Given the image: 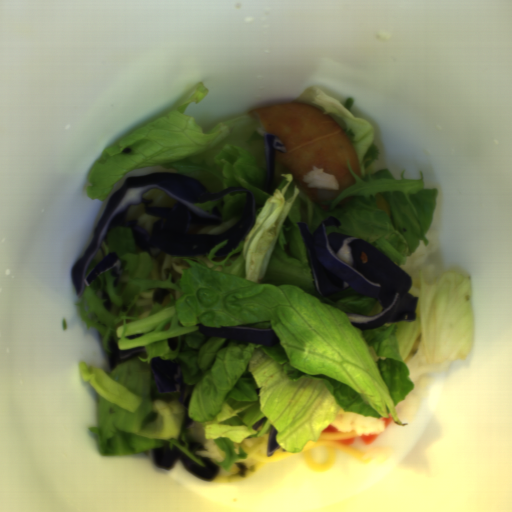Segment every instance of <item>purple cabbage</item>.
<instances>
[{"label":"purple cabbage","mask_w":512,"mask_h":512,"mask_svg":"<svg viewBox=\"0 0 512 512\" xmlns=\"http://www.w3.org/2000/svg\"><path fill=\"white\" fill-rule=\"evenodd\" d=\"M153 188L162 190L176 200L174 205L148 207L152 201L141 196ZM243 190L247 196L245 212L243 219L235 226L218 235L187 233V230L221 223L219 209L214 207L208 214L192 203H205ZM140 203L148 215L160 216L153 224L150 234L137 224L136 219L125 220L130 205ZM255 223L256 205L253 193L243 186L223 188L217 193H212L198 179L169 171H154L126 177L124 183L110 195L105 211L96 223L91 242L72 266L73 286L77 295L81 296L86 286L111 268L110 274L115 277L113 286L119 284L123 269L121 260L114 251L97 262L87 275L91 261L102 243H107L109 232L115 226L130 227L138 249H144L148 254H151L152 249H160L166 255L195 257L207 254L222 241H227L226 245L216 250L214 255L224 256L230 253L255 227Z\"/></svg>","instance_id":"c1f60e8f"},{"label":"purple cabbage","mask_w":512,"mask_h":512,"mask_svg":"<svg viewBox=\"0 0 512 512\" xmlns=\"http://www.w3.org/2000/svg\"><path fill=\"white\" fill-rule=\"evenodd\" d=\"M300 230L313 287L320 296H329L352 288L382 305L381 313L365 316L345 312L350 325L360 331L398 321H416L419 296L408 291L413 280L374 244L339 232L326 234L329 227L339 228L337 216L324 218L312 234L308 224L296 221Z\"/></svg>","instance_id":"ea28d5fd"},{"label":"purple cabbage","mask_w":512,"mask_h":512,"mask_svg":"<svg viewBox=\"0 0 512 512\" xmlns=\"http://www.w3.org/2000/svg\"><path fill=\"white\" fill-rule=\"evenodd\" d=\"M149 364L158 393L179 392V403L188 405L195 387L184 382L180 362L157 356Z\"/></svg>","instance_id":"f65ffa83"},{"label":"purple cabbage","mask_w":512,"mask_h":512,"mask_svg":"<svg viewBox=\"0 0 512 512\" xmlns=\"http://www.w3.org/2000/svg\"><path fill=\"white\" fill-rule=\"evenodd\" d=\"M151 454L156 467L163 470L172 468L179 458L186 471L200 480H211L216 477L219 470L218 465L213 460L201 457L202 466L174 445L170 448V446L163 444L161 447L151 449Z\"/></svg>","instance_id":"39781b68"},{"label":"purple cabbage","mask_w":512,"mask_h":512,"mask_svg":"<svg viewBox=\"0 0 512 512\" xmlns=\"http://www.w3.org/2000/svg\"><path fill=\"white\" fill-rule=\"evenodd\" d=\"M205 337H225L236 341H248L259 345H277L280 341L274 330L270 328H254L249 326H205L201 321L196 325Z\"/></svg>","instance_id":"9ea6ddef"},{"label":"purple cabbage","mask_w":512,"mask_h":512,"mask_svg":"<svg viewBox=\"0 0 512 512\" xmlns=\"http://www.w3.org/2000/svg\"><path fill=\"white\" fill-rule=\"evenodd\" d=\"M275 149L284 151L287 153L283 143L273 134L266 133L264 136V153H265V183H256L254 186L267 192L273 193L274 181H275V163L277 162L275 157Z\"/></svg>","instance_id":"8b30caba"},{"label":"purple cabbage","mask_w":512,"mask_h":512,"mask_svg":"<svg viewBox=\"0 0 512 512\" xmlns=\"http://www.w3.org/2000/svg\"><path fill=\"white\" fill-rule=\"evenodd\" d=\"M144 352H146L145 346L127 350H120L112 335L108 339V364L110 371L113 370L117 365H119L123 361L132 360Z\"/></svg>","instance_id":"06f8d472"},{"label":"purple cabbage","mask_w":512,"mask_h":512,"mask_svg":"<svg viewBox=\"0 0 512 512\" xmlns=\"http://www.w3.org/2000/svg\"><path fill=\"white\" fill-rule=\"evenodd\" d=\"M277 434H278V431L275 428V426L272 424L270 426L268 442H267V448H266L267 457H271L281 447L279 445V443L277 442V440H276Z\"/></svg>","instance_id":"9cd0cae8"},{"label":"purple cabbage","mask_w":512,"mask_h":512,"mask_svg":"<svg viewBox=\"0 0 512 512\" xmlns=\"http://www.w3.org/2000/svg\"><path fill=\"white\" fill-rule=\"evenodd\" d=\"M169 289H161L156 288L153 295H152V301L154 304H159L161 306L164 298L170 294Z\"/></svg>","instance_id":"38c2f254"},{"label":"purple cabbage","mask_w":512,"mask_h":512,"mask_svg":"<svg viewBox=\"0 0 512 512\" xmlns=\"http://www.w3.org/2000/svg\"><path fill=\"white\" fill-rule=\"evenodd\" d=\"M102 299L104 301L102 304L103 307L106 309L107 312L110 313V311L112 309V301H111L107 291H105L104 289L102 291Z\"/></svg>","instance_id":"4d1481cc"},{"label":"purple cabbage","mask_w":512,"mask_h":512,"mask_svg":"<svg viewBox=\"0 0 512 512\" xmlns=\"http://www.w3.org/2000/svg\"><path fill=\"white\" fill-rule=\"evenodd\" d=\"M194 449L206 450L204 443H201V442L193 439V440L189 441V443L187 445V451H192Z\"/></svg>","instance_id":"45c4457a"},{"label":"purple cabbage","mask_w":512,"mask_h":512,"mask_svg":"<svg viewBox=\"0 0 512 512\" xmlns=\"http://www.w3.org/2000/svg\"><path fill=\"white\" fill-rule=\"evenodd\" d=\"M166 342L170 348V350L172 351H177V348H178V343H179V338L178 336H174V337H170V338H166Z\"/></svg>","instance_id":"7bc51332"},{"label":"purple cabbage","mask_w":512,"mask_h":512,"mask_svg":"<svg viewBox=\"0 0 512 512\" xmlns=\"http://www.w3.org/2000/svg\"><path fill=\"white\" fill-rule=\"evenodd\" d=\"M194 426H195L194 420L191 417L184 415L183 428L185 430H188V429L194 428Z\"/></svg>","instance_id":"ad9c8063"},{"label":"purple cabbage","mask_w":512,"mask_h":512,"mask_svg":"<svg viewBox=\"0 0 512 512\" xmlns=\"http://www.w3.org/2000/svg\"><path fill=\"white\" fill-rule=\"evenodd\" d=\"M266 417H262L260 418L259 420H257L253 425H252V429L254 430H258L259 427L266 421Z\"/></svg>","instance_id":"7f2bcce9"}]
</instances>
